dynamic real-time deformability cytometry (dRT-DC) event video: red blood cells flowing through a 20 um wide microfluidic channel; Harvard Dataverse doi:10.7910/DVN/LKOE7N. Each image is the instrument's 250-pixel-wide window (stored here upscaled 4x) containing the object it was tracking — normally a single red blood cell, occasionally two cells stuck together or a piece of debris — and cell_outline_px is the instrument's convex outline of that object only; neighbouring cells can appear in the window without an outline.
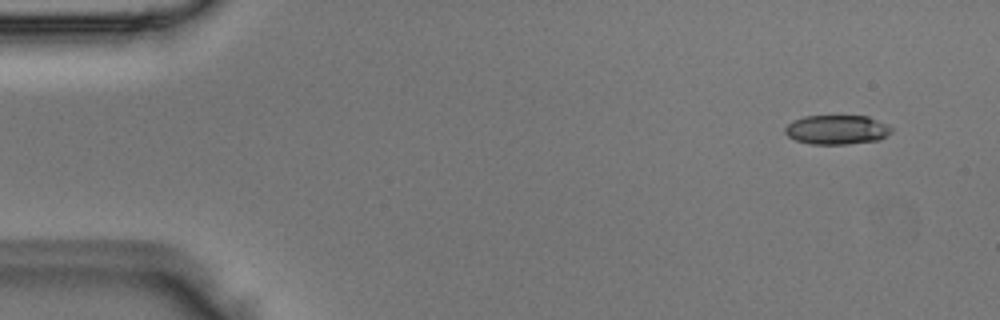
{"species": "Egyptian fruit bat (a non-hibernating species)", "species_latin": "Rousettus aegyptiacus", "temperature_condition": "room temperature", "stored_images_in_passage": 3, "camera_frame_rate_fps": 3000, "um_per_image_px": 0.085, "animal": {"sex": "male"}, "frame": {"image": 1, "passage_image": 1, "time_ms": 0.0, "image_size_px": [1000, 320], "cell_outline_px": [[892, 132], [880, 140], [848, 144], [812, 144], [796, 140], [788, 136], [784, 132], [784, 128], [792, 120], [804, 116], [868, 116], [888, 124], [892, 128]], "centroid_in_image_um": [71.15, 11.02], "position_along_channel_um": 13.9, "area_um2": 18.32}}
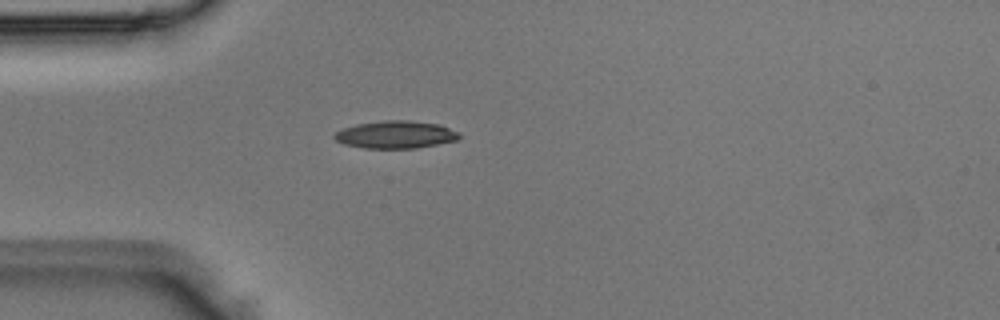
{"frame": {"image": 2, "passage_image": 3, "time_ms": 0.667, "image_size_px": [1000, 320], "cell_outline_px": [[460, 136], [456, 140], [416, 148], [364, 148], [344, 144], [336, 140], [332, 136], [336, 132], [344, 128], [356, 124], [384, 120], [408, 120], [440, 124], [460, 132]], "centroid_in_image_um": [33.63, 11.43], "position_along_channel_um": 51.4, "area_um2": 20.0}}